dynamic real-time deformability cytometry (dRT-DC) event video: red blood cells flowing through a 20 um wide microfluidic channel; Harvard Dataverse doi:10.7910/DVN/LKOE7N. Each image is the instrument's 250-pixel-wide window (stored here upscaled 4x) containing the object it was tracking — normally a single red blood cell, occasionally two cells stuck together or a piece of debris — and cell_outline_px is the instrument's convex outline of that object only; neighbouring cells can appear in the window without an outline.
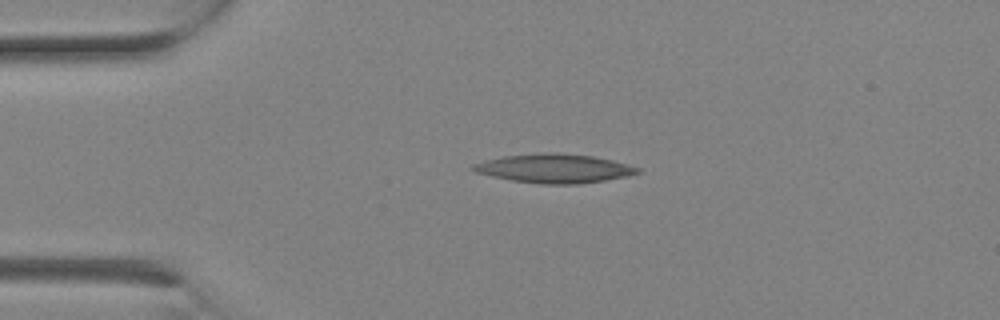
{"species": "Egyptian fruit bat (a non-hibernating species)", "species_latin": "Rousettus aegyptiacus", "temperature_condition": "room temperature", "stored_images_in_passage": 1, "camera_frame_rate_fps": 3000, "um_per_image_px": 0.085, "animal": {"sex": "female"}, "frame": {"image": 1, "passage_image": 1, "time_ms": 0.0, "image_size_px": [1000, 320], "cell_outline_px": [[640, 172], [628, 176], [604, 180], [576, 184], [540, 184], [512, 180], [492, 176], [476, 172], [468, 168], [472, 164], [484, 160], [504, 156], [540, 152], [556, 152], [592, 156], [612, 160], [640, 168]], "centroid_in_image_um": [47.07, 14.31], "position_along_channel_um": 37.9, "area_um2": 27.74}}